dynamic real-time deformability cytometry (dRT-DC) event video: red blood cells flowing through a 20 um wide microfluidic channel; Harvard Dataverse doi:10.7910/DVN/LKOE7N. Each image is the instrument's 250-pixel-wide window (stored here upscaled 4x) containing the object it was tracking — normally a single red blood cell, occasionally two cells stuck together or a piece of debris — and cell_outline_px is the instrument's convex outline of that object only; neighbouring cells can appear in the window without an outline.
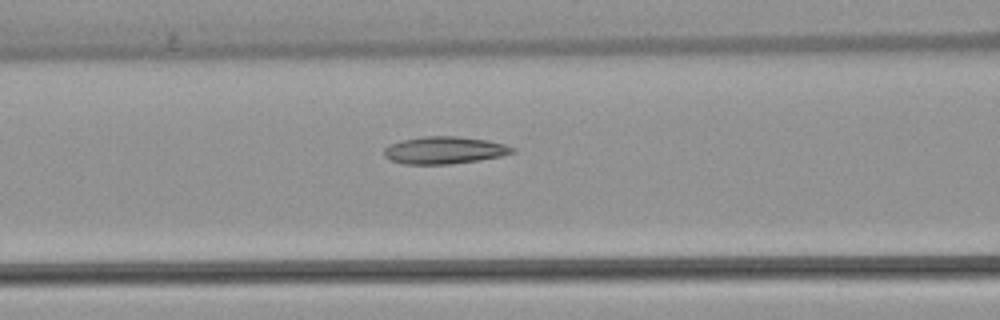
{"species": "common noctule bat (a hibernating species)", "species_latin": "Nyctalus noctula", "temperature_condition": "warm", "stored_images_in_passage": 6, "camera_frame_rate_fps": 3000, "um_per_image_px": 0.085, "animal": {"sex": "female", "body_mass_g": 22.7, "forearm_length_mm": 54.2}, "frame": {"image": 1, "passage_image": 6, "time_ms": 6.333, "image_size_px": [1000, 320], "cell_outline_px": [[516, 152], [500, 156], [480, 160], [452, 164], [404, 164], [388, 160], [384, 156], [384, 148], [388, 144], [400, 140], [424, 136], [456, 136], [488, 140], [504, 144], [516, 148]], "centroid_in_image_um": [37.75, 12.77], "position_along_channel_um": 128.9, "area_um2": 20.69}}